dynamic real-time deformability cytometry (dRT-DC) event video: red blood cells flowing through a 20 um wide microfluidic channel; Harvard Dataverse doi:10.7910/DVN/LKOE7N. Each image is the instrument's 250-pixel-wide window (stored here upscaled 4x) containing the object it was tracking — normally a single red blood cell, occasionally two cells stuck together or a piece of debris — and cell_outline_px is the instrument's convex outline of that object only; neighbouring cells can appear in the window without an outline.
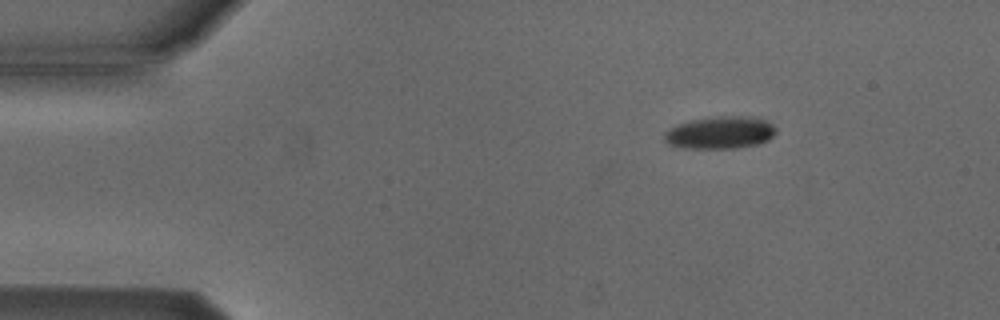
{"species": "Egyptian fruit bat (a non-hibernating species)", "species_latin": "Rousettus aegyptiacus", "temperature_condition": "cold", "stored_images_in_passage": 32, "camera_frame_rate_fps": 3000, "um_per_image_px": 0.085, "animal": {"sex": "male"}, "frame": {"image": 1, "passage_image": 1, "time_ms": 0.0, "image_size_px": [1000, 320], "cell_outline_px": [[776, 132], [768, 140], [760, 144], [736, 148], [684, 148], [668, 144], [664, 140], [664, 132], [680, 124], [692, 120], [720, 116], [756, 116], [768, 120], [776, 128]], "centroid_in_image_um": [61.28, 11.27], "position_along_channel_um": 23.7, "area_um2": 21.15}}
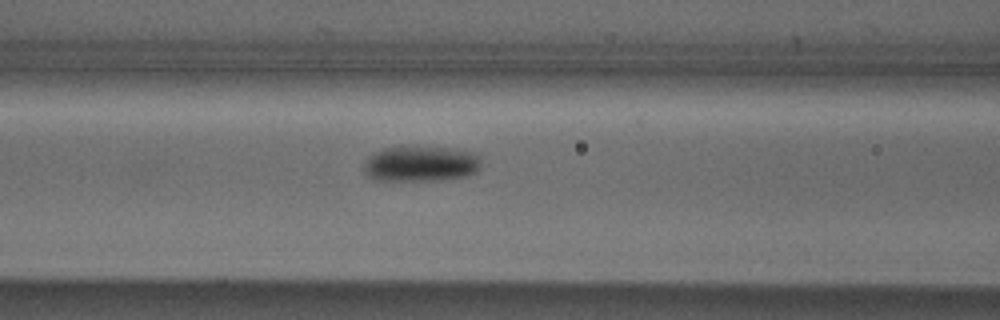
{"frame": {"image": 2, "passage_image": 15, "time_ms": 4.667, "image_size_px": [1000, 320], "cell_outline_px": [[480, 168], [476, 172], [468, 176], [436, 180], [376, 180], [368, 176], [364, 172], [364, 164], [368, 156], [376, 152], [388, 148], [448, 148], [472, 152], [476, 156], [480, 164]], "centroid_in_image_um": [35.75, 13.95], "position_along_channel_um": 130.8, "area_um2": 23.7}}
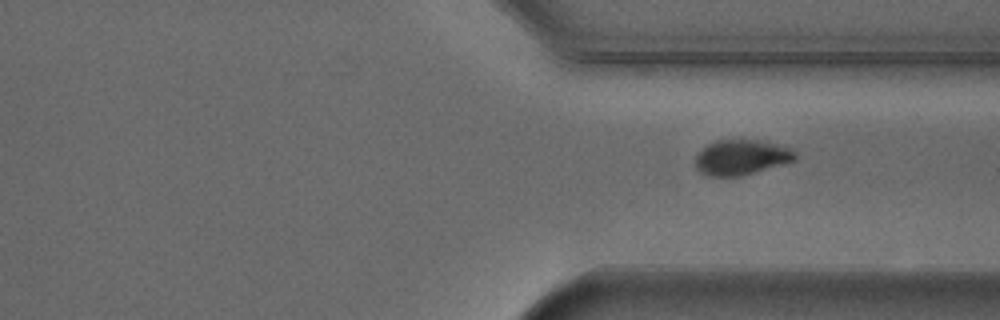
{"frame": {"image": 3, "passage_image": 32, "time_ms": 10.333, "image_size_px": [1000, 320], "cell_outline_px": [[796, 160], [784, 164], [740, 176], [708, 176], [700, 172], [696, 168], [696, 156], [708, 144], [716, 140], [756, 140], [776, 144], [792, 148], [796, 152]], "centroid_in_image_um": [63.04, 13.38], "position_along_channel_um": 348.4, "area_um2": 20.35}}